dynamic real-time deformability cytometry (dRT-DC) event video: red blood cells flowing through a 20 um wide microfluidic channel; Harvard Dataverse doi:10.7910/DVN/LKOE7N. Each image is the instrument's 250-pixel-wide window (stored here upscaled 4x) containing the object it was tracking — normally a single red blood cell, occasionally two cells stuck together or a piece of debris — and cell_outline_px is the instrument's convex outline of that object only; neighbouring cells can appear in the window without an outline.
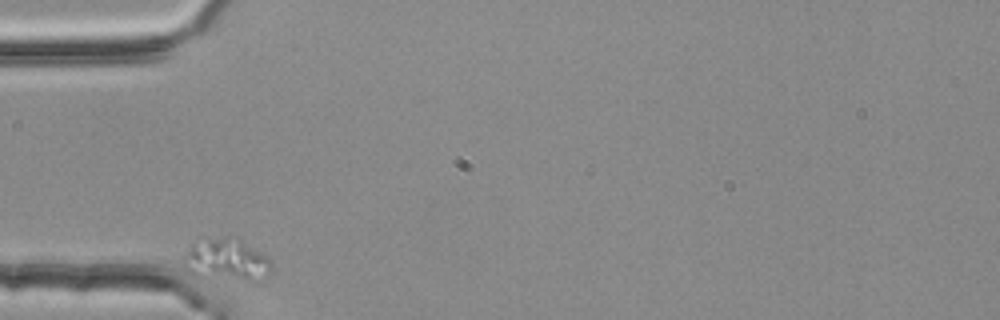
{"species": "common noctule bat (a hibernating species)", "species_latin": "Nyctalus noctula", "temperature_condition": "room temperature", "stored_images_in_passage": 2, "camera_frame_rate_fps": 3000, "um_per_image_px": 0.085, "animal": {"sex": "female", "body_mass_g": 25.1}, "frame": {"image": 1, "passage_image": 1, "time_ms": 0.0, "image_size_px": [1000, 320], "cell_outline_px": [[272, 264], [268, 268], [248, 280], [196, 276], [188, 272], [184, 268], [184, 256], [188, 244], [192, 240], [208, 236], [236, 236], [268, 256], [272, 260]], "centroid_in_image_um": [19.09, 21.96], "position_along_channel_um": 65.9, "area_um2": 21.56}}